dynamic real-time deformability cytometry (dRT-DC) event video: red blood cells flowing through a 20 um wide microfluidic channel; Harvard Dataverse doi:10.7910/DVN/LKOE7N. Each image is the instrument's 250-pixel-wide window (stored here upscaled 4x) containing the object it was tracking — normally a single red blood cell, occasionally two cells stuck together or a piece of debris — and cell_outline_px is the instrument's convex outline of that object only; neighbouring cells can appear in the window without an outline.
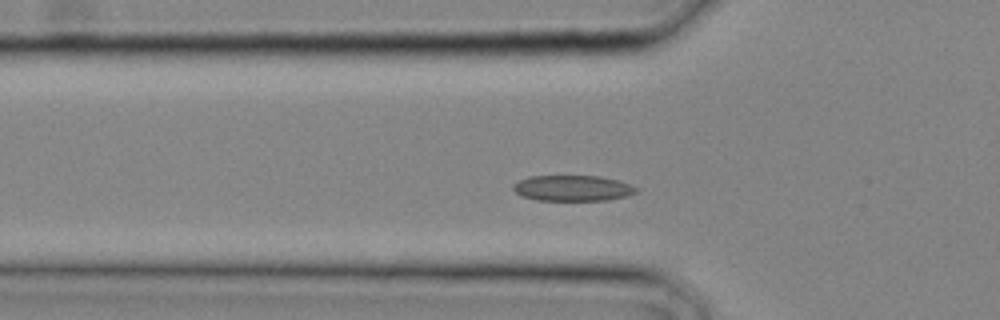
{"species": "common noctule bat (a hibernating species)", "species_latin": "Nyctalus noctula", "temperature_condition": "cold", "stored_images_in_passage": 5, "camera_frame_rate_fps": 3000, "um_per_image_px": 0.085, "animal": {"sex": "male", "body_mass_g": 20.4}, "frame": {"image": 1, "passage_image": 5, "time_ms": 1.333, "image_size_px": [1000, 320], "cell_outline_px": [[640, 188], [636, 192], [624, 196], [604, 200], [536, 200], [524, 196], [516, 192], [512, 188], [512, 184], [528, 176], [600, 176], [632, 184]], "centroid_in_image_um": [48.67, 15.98], "position_along_channel_um": 77.1, "area_um2": 18.32}}